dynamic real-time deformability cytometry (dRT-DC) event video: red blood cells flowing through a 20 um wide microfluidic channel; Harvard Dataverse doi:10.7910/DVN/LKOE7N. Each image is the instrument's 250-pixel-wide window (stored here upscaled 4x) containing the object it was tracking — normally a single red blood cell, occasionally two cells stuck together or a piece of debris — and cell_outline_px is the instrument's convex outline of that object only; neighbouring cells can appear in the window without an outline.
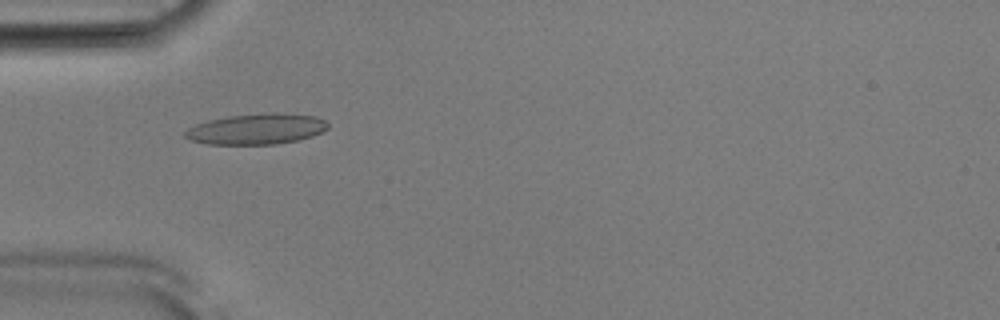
{"species": "Egyptian fruit bat (a non-hibernating species)", "species_latin": "Rousettus aegyptiacus", "temperature_condition": "room temperature", "stored_images_in_passage": 4, "camera_frame_rate_fps": 3000, "um_per_image_px": 0.085, "animal": {"sex": "male"}, "frame": {"image": 1, "passage_image": 1, "time_ms": 0.0, "image_size_px": [1000, 320], "cell_outline_px": [[328, 128], [312, 136], [296, 140], [276, 144], [208, 144], [192, 140], [184, 136], [184, 132], [188, 128], [196, 124], [208, 120], [228, 116], [268, 112], [276, 112], [316, 116], [324, 120], [328, 124]], "centroid_in_image_um": [21.8, 10.95], "position_along_channel_um": 63.2, "area_um2": 25.49}}